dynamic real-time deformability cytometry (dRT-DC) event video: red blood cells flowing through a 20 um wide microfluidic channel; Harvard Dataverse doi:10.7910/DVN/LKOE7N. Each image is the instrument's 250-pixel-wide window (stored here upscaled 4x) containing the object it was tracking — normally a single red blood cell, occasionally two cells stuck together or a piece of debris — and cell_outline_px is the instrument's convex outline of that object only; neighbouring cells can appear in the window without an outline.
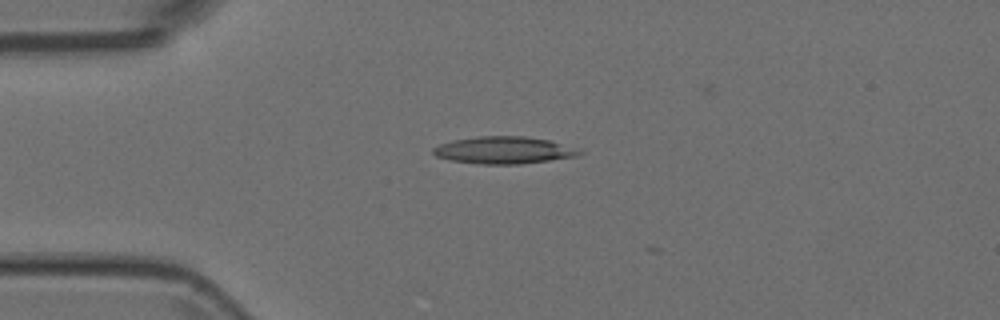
{"species": "Egyptian fruit bat (a non-hibernating species)", "species_latin": "Rousettus aegyptiacus", "temperature_condition": "room temperature", "stored_images_in_passage": 4, "camera_frame_rate_fps": 3000, "um_per_image_px": 0.085, "animal": {"sex": "female"}, "frame": {"image": 1, "passage_image": 2, "time_ms": 0.333, "image_size_px": [1000, 320], "cell_outline_px": [[584, 152], [576, 156], [520, 164], [480, 164], [452, 160], [436, 156], [432, 152], [432, 148], [440, 144], [452, 140], [480, 136], [524, 136], [548, 140]], "centroid_in_image_um": [42.75, 12.76], "position_along_channel_um": 42.2, "area_um2": 22.72}}